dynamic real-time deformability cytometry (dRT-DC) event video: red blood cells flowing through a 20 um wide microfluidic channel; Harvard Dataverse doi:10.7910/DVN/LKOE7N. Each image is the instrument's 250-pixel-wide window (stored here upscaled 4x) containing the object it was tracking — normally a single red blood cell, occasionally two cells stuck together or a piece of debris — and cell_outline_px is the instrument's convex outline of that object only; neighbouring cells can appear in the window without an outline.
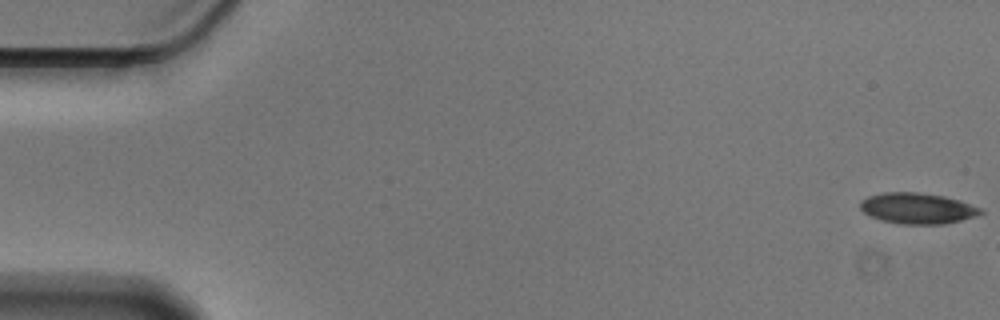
{"species": "Egyptian fruit bat (a non-hibernating species)", "species_latin": "Rousettus aegyptiacus", "temperature_condition": "cold", "stored_images_in_passage": 8, "camera_frame_rate_fps": 3000, "um_per_image_px": 0.085, "animal": {"sex": "male"}, "frame": {"image": 1, "passage_image": 1, "time_ms": 0.0, "image_size_px": [1000, 320], "cell_outline_px": [[984, 212], [976, 216], [944, 224], [900, 224], [880, 220], [864, 212], [860, 208], [860, 200], [868, 196], [884, 192], [916, 192], [944, 196], [960, 200], [980, 208]], "centroid_in_image_um": [77.96, 17.7], "position_along_channel_um": 7.0, "area_um2": 21.62}}